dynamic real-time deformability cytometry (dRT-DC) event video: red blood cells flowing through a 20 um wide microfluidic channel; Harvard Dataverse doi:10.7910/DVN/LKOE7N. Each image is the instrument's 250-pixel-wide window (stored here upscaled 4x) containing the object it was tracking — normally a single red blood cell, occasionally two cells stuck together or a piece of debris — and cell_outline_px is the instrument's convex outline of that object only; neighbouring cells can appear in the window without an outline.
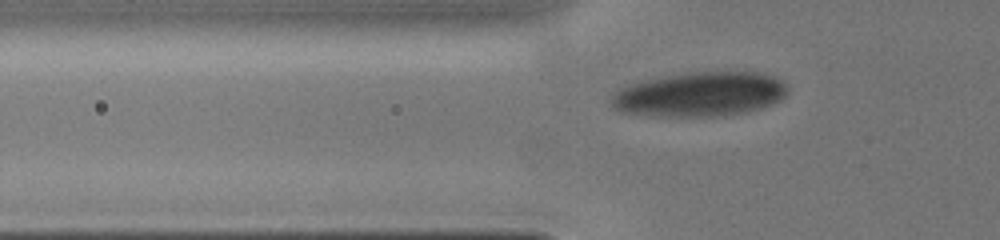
{"species": "human", "species_latin": "Homo sapiens", "temperature_condition": "cold", "stored_images_in_passage": 11, "camera_frame_rate_fps": 3000, "um_per_image_px": 0.085, "donor": {"sex": "male"}, "frame": {"image": 1, "passage_image": 7, "time_ms": 2.0, "image_size_px": [1000, 240], "cell_outline_px": [[788, 92], [780, 100], [772, 104], [748, 112], [724, 116], [648, 116], [620, 112], [612, 108], [608, 104], [612, 96], [620, 88], [628, 84], [644, 80], [664, 76], [688, 72], [760, 72], [784, 80], [788, 84]], "centroid_in_image_um": [59.48, 8.02], "position_along_channel_um": 66.3, "area_um2": 46.36}}
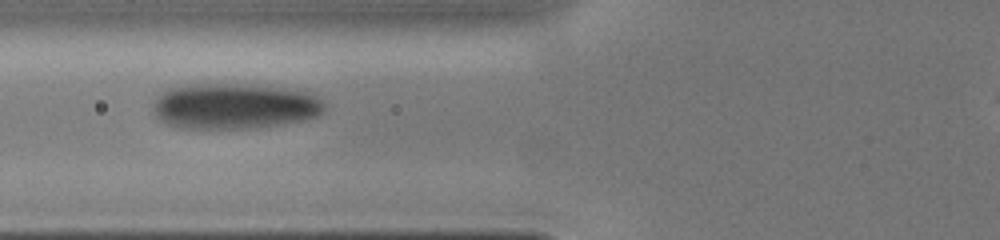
{"frame": {"image": 2, "passage_image": 10, "time_ms": 3.0, "image_size_px": [1000, 240], "cell_outline_px": [[324, 112], [316, 116], [304, 120], [256, 128], [176, 128], [160, 120], [152, 112], [152, 108], [156, 96], [160, 92], [168, 88], [188, 84], [252, 84], [284, 88], [312, 92], [324, 100]], "centroid_in_image_um": [19.91, 9.01], "position_along_channel_um": 105.9, "area_um2": 46.3}}